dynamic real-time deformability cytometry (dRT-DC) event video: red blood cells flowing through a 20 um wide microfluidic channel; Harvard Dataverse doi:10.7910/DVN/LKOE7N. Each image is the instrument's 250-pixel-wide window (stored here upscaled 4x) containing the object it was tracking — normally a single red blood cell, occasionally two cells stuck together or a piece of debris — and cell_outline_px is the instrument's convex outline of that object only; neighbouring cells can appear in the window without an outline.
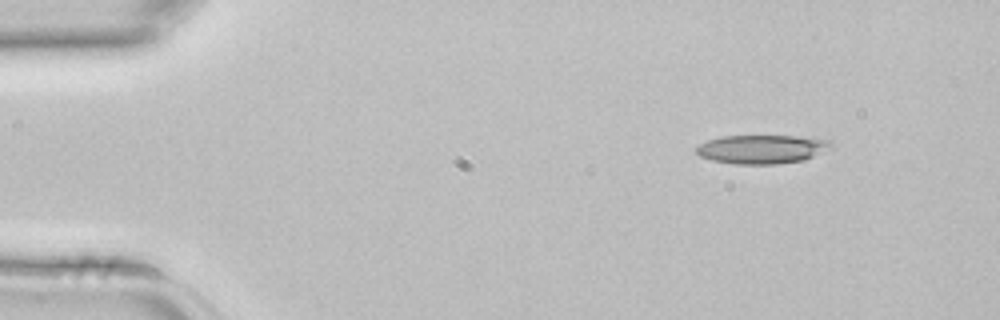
{"species": "common noctule bat (a hibernating species)", "species_latin": "Nyctalus noctula", "temperature_condition": "room temperature", "stored_images_in_passage": 2, "camera_frame_rate_fps": 3000, "um_per_image_px": 0.085, "animal": {"sex": "female", "body_mass_g": 22.7, "forearm_length_mm": 54.2}, "frame": {"image": 1, "passage_image": 1, "time_ms": 0.0, "image_size_px": [1000, 320], "cell_outline_px": [[836, 148], [804, 160], [776, 164], [732, 164], [712, 160], [700, 156], [696, 152], [696, 148], [700, 144], [708, 140], [724, 136], [800, 136], [828, 140], [836, 144]], "centroid_in_image_um": [64.85, 12.68], "position_along_channel_um": 20.1, "area_um2": 22.89}}
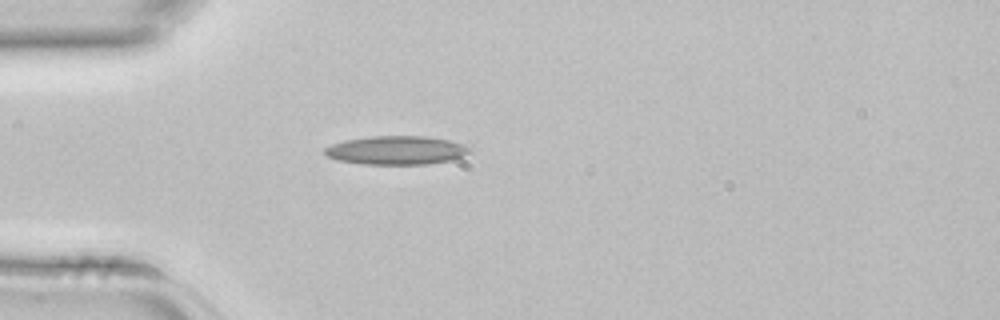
{"frame": {"image": 2, "passage_image": 2, "time_ms": 0.333, "image_size_px": [1000, 320], "cell_outline_px": [[472, 148], [468, 152], [452, 160], [428, 164], [364, 164], [340, 160], [328, 156], [324, 152], [324, 148], [332, 144], [344, 140], [372, 136], [424, 136], [448, 140]], "centroid_in_image_um": [33.67, 12.77], "position_along_channel_um": 51.3, "area_um2": 23.87}}